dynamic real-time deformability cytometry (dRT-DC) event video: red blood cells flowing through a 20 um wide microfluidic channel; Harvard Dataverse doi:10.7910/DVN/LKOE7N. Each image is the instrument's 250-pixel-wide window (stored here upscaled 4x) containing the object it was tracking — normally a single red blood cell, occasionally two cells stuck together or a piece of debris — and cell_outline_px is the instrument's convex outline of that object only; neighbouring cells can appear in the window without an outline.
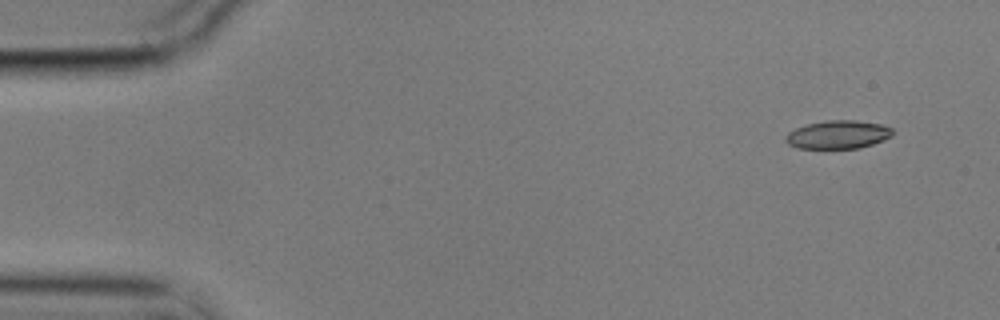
{"species": "common noctule bat (a hibernating species)", "species_latin": "Nyctalus noctula", "temperature_condition": "cold", "stored_images_in_passage": 53, "camera_frame_rate_fps": 3000, "um_per_image_px": 0.085, "animal": {"sex": "male", "body_mass_g": 17.9}, "frame": {"image": 1, "passage_image": 1, "time_ms": 0.0, "image_size_px": [1000, 320], "cell_outline_px": [[892, 136], [872, 144], [860, 148], [796, 148], [788, 144], [784, 140], [784, 136], [788, 132], [796, 128], [808, 124], [828, 120], [856, 120], [880, 124], [892, 128]], "centroid_in_image_um": [71.2, 11.44], "position_along_channel_um": 13.8, "area_um2": 17.57}}
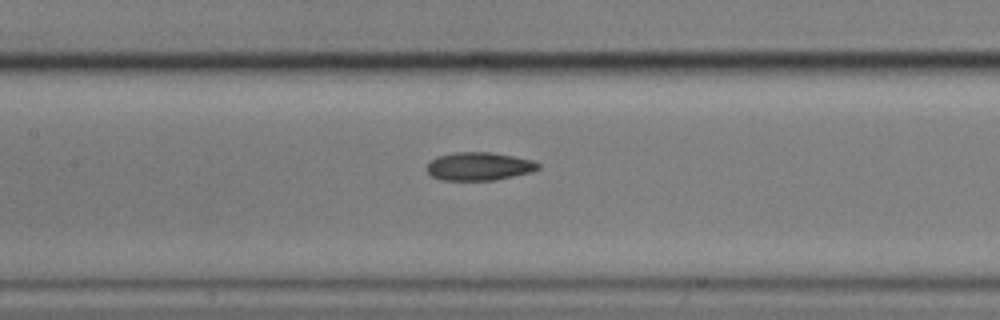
{"frame": {"image": 2, "passage_image": 23, "time_ms": 7.333, "image_size_px": [1000, 320], "cell_outline_px": [[540, 168], [532, 172], [496, 180], [440, 180], [432, 176], [428, 172], [428, 164], [436, 156], [456, 152], [492, 152], [532, 160], [540, 164]], "centroid_in_image_um": [40.74, 14.14], "position_along_channel_um": 166.7, "area_um2": 18.26}}
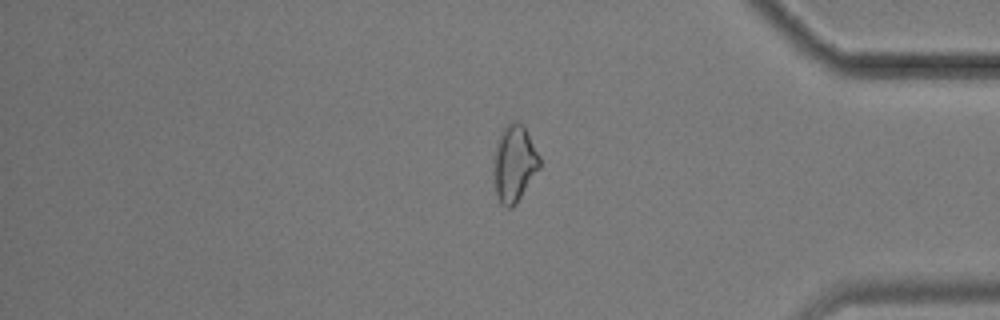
{"frame": {"image": 3, "passage_image": 44, "time_ms": 14.333, "image_size_px": [1000, 320], "cell_outline_px": [[540, 168], [516, 204], [512, 208], [508, 208], [500, 204], [496, 196], [492, 160], [496, 140], [500, 132], [512, 120], [516, 120], [524, 124], [540, 156]], "centroid_in_image_um": [43.69, 13.88], "position_along_channel_um": 391.5, "area_um2": 21.15}, "authors_computed_cell_mechanics": {"area_um2": 18.8428, "velocity_mm_per_s": 3.5468, "shape_relaxation_time_tau1_ms": 7.2794, "shape_relaxation_time_tau2_ms": 5.6693, "deformation_change_tau1": 0.1241, "deformation_change_tau2": 0.1306}}